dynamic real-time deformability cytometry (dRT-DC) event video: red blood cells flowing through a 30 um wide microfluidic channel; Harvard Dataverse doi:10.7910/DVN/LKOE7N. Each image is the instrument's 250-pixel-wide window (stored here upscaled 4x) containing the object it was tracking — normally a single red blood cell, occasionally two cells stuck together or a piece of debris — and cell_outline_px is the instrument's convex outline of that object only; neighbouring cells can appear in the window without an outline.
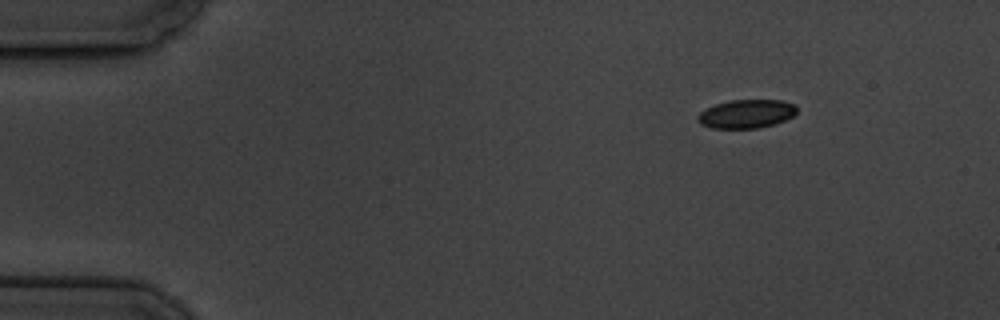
{"species": "common noctule bat (a hibernating species)", "species_latin": "Nyctalus noctula", "temperature_condition": "cold", "stored_images_in_passage": 5, "camera_frame_rate_fps": 3000, "um_per_image_px": 0.085, "animal": {"sex": "male", "body_mass_g": 19.5, "forearm_length_mm": 54.6}, "frame": {"image": 1, "passage_image": 1, "time_ms": 0.0, "image_size_px": [1000, 320], "cell_outline_px": [[796, 112], [792, 116], [776, 124], [760, 128], [712, 128], [700, 124], [696, 120], [696, 116], [700, 112], [716, 104], [732, 100], [784, 100], [796, 104]], "centroid_in_image_um": [63.45, 9.68], "position_along_channel_um": 21.6, "area_um2": 16.59}}
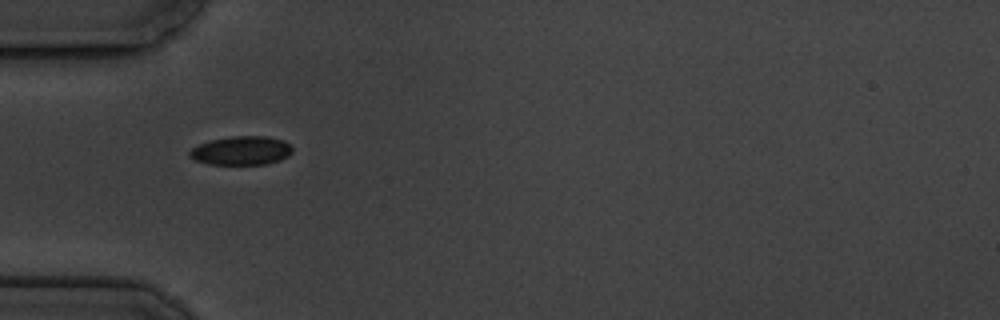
{"frame": {"image": 2, "passage_image": 4, "time_ms": 3.667, "image_size_px": [1000, 320], "cell_outline_px": [[292, 152], [288, 156], [280, 160], [268, 164], [208, 164], [196, 160], [188, 156], [188, 152], [192, 148], [208, 140], [232, 136], [268, 136], [284, 140], [292, 148]], "centroid_in_image_um": [20.51, 12.79], "position_along_channel_um": 64.5, "area_um2": 17.34}}